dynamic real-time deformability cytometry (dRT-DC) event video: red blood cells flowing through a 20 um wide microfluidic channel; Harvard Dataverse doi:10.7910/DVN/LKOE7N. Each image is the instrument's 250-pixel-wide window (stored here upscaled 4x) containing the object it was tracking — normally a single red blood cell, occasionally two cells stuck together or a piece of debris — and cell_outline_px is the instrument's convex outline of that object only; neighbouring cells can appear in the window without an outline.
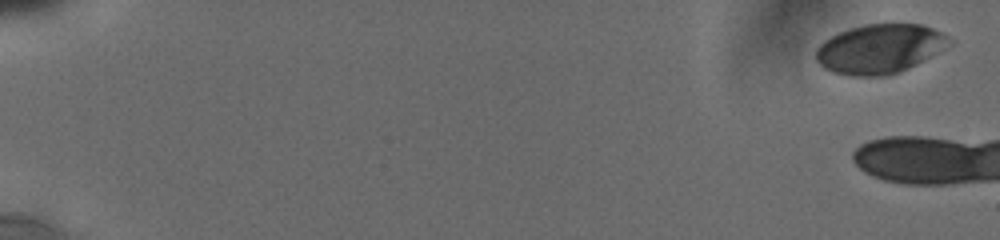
{"species": "human", "species_latin": "Homo sapiens", "temperature_condition": "cold", "stored_images_in_passage": 9, "camera_frame_rate_fps": 3000, "um_per_image_px": 0.085, "donor": {"sex": "male"}, "frame": {"image": 1, "passage_image": 1, "time_ms": 0.0, "image_size_px": [1000, 240], "cell_outline_px": [[952, 40], [944, 48], [916, 64], [900, 72], [888, 76], [848, 76], [832, 72], [824, 68], [816, 60], [816, 48], [824, 40], [848, 28], [864, 24], [920, 24], [944, 32]], "centroid_in_image_um": [74.75, 4.15], "position_along_channel_um": 10.2, "area_um2": 38.32}}